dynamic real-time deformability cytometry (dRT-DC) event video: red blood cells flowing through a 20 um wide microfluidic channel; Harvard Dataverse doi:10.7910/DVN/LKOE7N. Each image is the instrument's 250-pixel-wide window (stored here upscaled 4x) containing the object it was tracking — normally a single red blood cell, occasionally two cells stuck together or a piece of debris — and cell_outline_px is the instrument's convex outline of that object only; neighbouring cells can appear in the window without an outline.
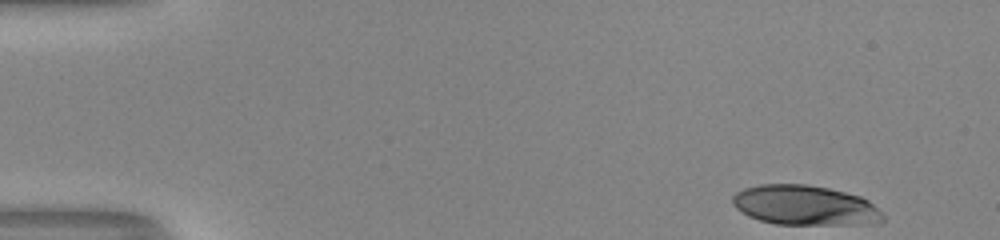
{"species": "human", "species_latin": "Homo sapiens", "temperature_condition": "room temperature", "stored_images_in_passage": 48, "camera_frame_rate_fps": 3000, "um_per_image_px": 0.085, "donor": {"sex": "male"}, "frame": {"image": 1, "passage_image": 1, "time_ms": 0.0, "image_size_px": [1000, 240], "cell_outline_px": [[884, 220], [880, 224], [776, 224], [760, 220], [748, 216], [736, 208], [732, 204], [732, 196], [736, 192], [744, 188], [760, 184], [808, 184], [828, 188], [860, 196], [868, 200], [884, 216]], "centroid_in_image_um": [68.41, 17.45], "position_along_channel_um": 16.6, "area_um2": 34.97}}
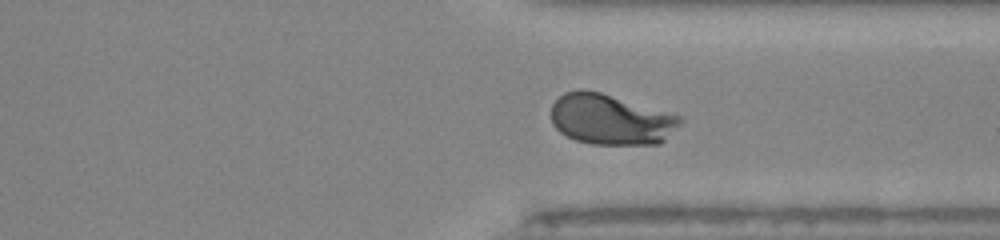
{"frame": {"image": 2, "passage_image": 36, "time_ms": 11.667, "image_size_px": [1000, 240], "cell_outline_px": [[684, 120], [660, 144], [592, 144], [576, 140], [560, 132], [552, 124], [552, 104], [564, 92], [580, 88], [600, 92], [680, 116]], "centroid_in_image_um": [51.88, 10.15], "position_along_channel_um": 359.5, "area_um2": 37.74}}
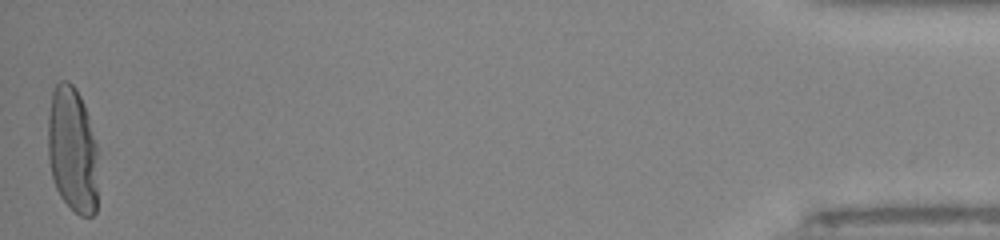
{"frame": {"image": 3, "passage_image": 48, "time_ms": 15.667, "image_size_px": [1000, 240], "cell_outline_px": [[100, 148], [96, 212], [92, 216], [80, 216], [60, 196], [56, 188], [52, 176], [48, 160], [48, 116], [52, 92], [56, 84], [60, 80], [68, 80], [76, 88], [84, 104]], "centroid_in_image_um": [6.21, 12.73], "position_along_channel_um": 429.0, "area_um2": 38.03}, "authors_computed_cell_mechanics": {"area_um2": 37.57, "velocity_mm_per_s": 4.0533, "shape_relaxation_time_tau1_ms": 4.6896, "shape_relaxation_time_tau2_ms": null, "deformation_change_tau1": 0.2415, "deformation_change_tau2": null}}